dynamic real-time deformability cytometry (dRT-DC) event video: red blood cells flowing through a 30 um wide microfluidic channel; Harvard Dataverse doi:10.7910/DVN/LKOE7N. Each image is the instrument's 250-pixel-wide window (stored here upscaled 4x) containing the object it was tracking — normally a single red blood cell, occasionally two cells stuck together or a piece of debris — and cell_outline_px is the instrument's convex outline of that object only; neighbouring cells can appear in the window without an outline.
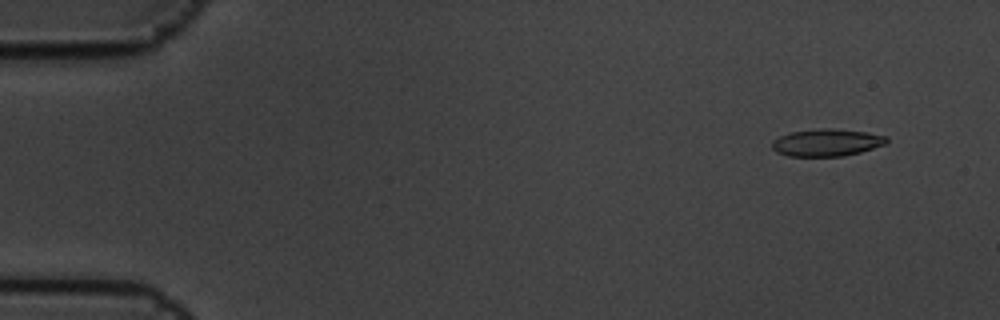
{"species": "common noctule bat (a hibernating species)", "species_latin": "Nyctalus noctula", "temperature_condition": "cold", "stored_images_in_passage": 4, "camera_frame_rate_fps": 3000, "um_per_image_px": 0.085, "animal": {"sex": "male", "body_mass_g": 19.5, "forearm_length_mm": 54.6}, "frame": {"image": 1, "passage_image": 2, "time_ms": 0.333, "image_size_px": [1000, 320], "cell_outline_px": [[888, 144], [860, 152], [844, 156], [788, 156], [776, 152], [772, 148], [772, 140], [788, 132], [820, 128], [832, 128], [864, 132], [888, 136]], "centroid_in_image_um": [70.27, 12.11], "position_along_channel_um": 14.7, "area_um2": 18.38}}